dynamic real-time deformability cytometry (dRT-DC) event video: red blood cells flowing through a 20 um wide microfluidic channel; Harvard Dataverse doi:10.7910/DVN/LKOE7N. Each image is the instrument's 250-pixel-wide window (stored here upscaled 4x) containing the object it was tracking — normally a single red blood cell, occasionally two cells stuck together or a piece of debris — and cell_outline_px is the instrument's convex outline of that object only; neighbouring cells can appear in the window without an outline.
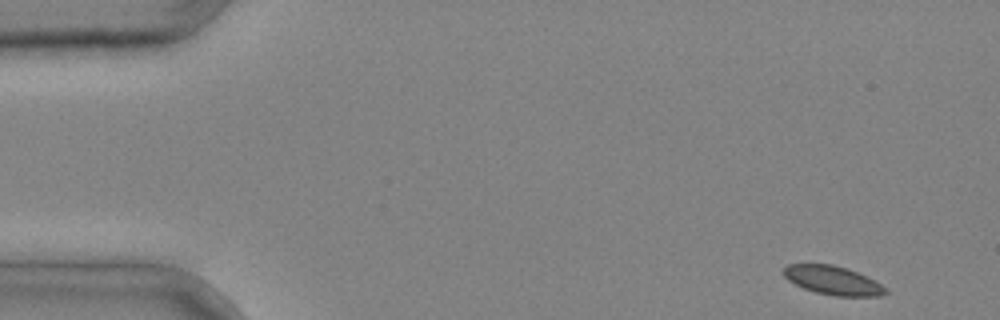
{"species": "common noctule bat (a hibernating species)", "species_latin": "Nyctalus noctula", "temperature_condition": "cold", "stored_images_in_passage": 4, "camera_frame_rate_fps": 3000, "um_per_image_px": 0.085, "animal": {"sex": "male", "body_mass_g": 20.4}, "frame": {"image": 1, "passage_image": 4, "time_ms": 1.0, "image_size_px": [1000, 320], "cell_outline_px": [[888, 292], [880, 296], [836, 296], [816, 292], [804, 288], [788, 280], [784, 276], [784, 268], [788, 264], [832, 264], [848, 268], [868, 276], [880, 284]], "centroid_in_image_um": [70.8, 23.82], "position_along_channel_um": 14.2, "area_um2": 16.99}}